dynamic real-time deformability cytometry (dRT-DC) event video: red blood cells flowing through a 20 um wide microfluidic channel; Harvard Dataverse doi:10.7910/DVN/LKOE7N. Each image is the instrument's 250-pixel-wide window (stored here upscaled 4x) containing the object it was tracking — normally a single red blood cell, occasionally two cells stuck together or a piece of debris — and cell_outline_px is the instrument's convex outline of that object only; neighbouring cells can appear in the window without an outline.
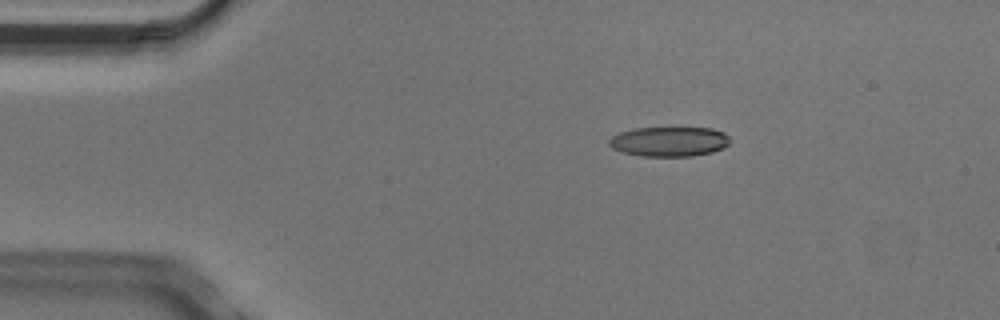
{"species": "Egyptian fruit bat (a non-hibernating species)", "species_latin": "Rousettus aegyptiacus", "temperature_condition": "cold", "stored_images_in_passage": 8, "camera_frame_rate_fps": 3000, "um_per_image_px": 0.085, "animal": {"sex": "male"}, "frame": {"image": 1, "passage_image": 3, "time_ms": 0.667, "image_size_px": [1000, 320], "cell_outline_px": [[732, 140], [728, 144], [712, 152], [692, 156], [640, 156], [620, 152], [612, 148], [608, 144], [608, 140], [612, 136], [620, 132], [636, 128], [672, 124], [712, 128], [724, 132]], "centroid_in_image_um": [56.88, 11.97], "position_along_channel_um": 28.1, "area_um2": 22.14}}
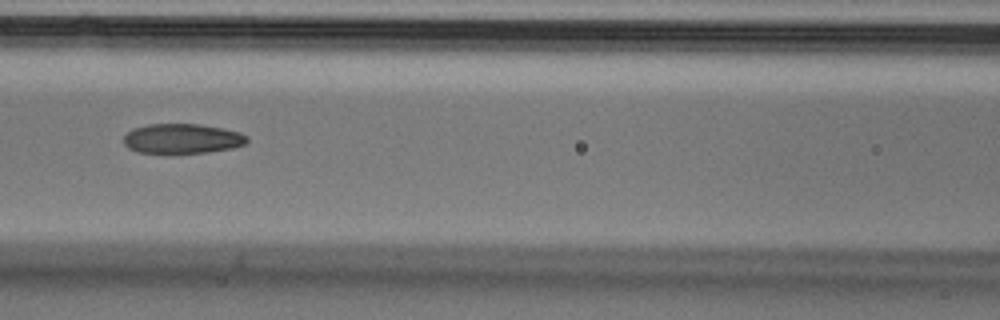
{"frame": {"image": 2, "passage_image": 7, "time_ms": 2.0, "image_size_px": [1000, 320], "cell_outline_px": [[248, 140], [244, 144], [232, 148], [208, 152], [172, 156], [136, 152], [128, 148], [124, 144], [124, 136], [132, 128], [148, 124], [200, 124], [240, 132], [248, 136]], "centroid_in_image_um": [15.44, 11.83], "position_along_channel_um": 151.2, "area_um2": 22.25}}
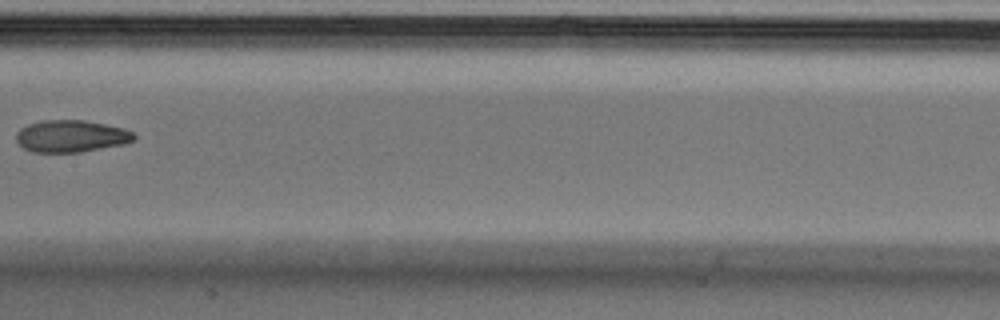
{"frame": {"image": 3, "passage_image": 8, "time_ms": 2.333, "image_size_px": [1000, 320], "cell_outline_px": [[136, 136], [132, 140], [124, 144], [80, 152], [32, 152], [24, 148], [16, 140], [16, 132], [20, 128], [28, 124], [44, 120], [84, 120], [124, 128], [132, 132]], "centroid_in_image_um": [6.02, 11.57], "position_along_channel_um": 201.4, "area_um2": 21.91}}